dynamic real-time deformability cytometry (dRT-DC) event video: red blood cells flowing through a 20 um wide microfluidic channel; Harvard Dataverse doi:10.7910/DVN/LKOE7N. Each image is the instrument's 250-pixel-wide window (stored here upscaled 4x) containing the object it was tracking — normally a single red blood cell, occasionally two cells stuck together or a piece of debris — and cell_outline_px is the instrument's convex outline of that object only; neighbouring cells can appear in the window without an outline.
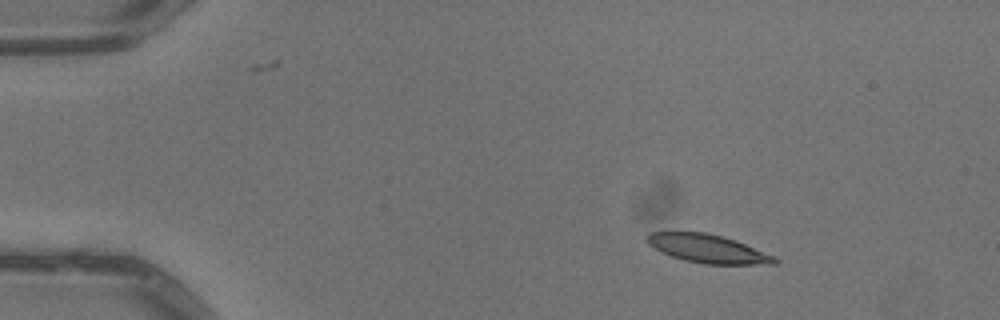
{"species": "common noctule bat (a hibernating species)", "species_latin": "Nyctalus noctula", "temperature_condition": "warm", "stored_images_in_passage": 3, "camera_frame_rate_fps": 3000, "um_per_image_px": 0.085, "animal": {"sex": "male", "body_mass_g": 13.3}, "frame": {"image": 1, "passage_image": 1, "time_ms": 0.0, "image_size_px": [1000, 320], "cell_outline_px": [[780, 260], [776, 264], [704, 264], [684, 260], [660, 252], [652, 248], [644, 240], [648, 232], [704, 232], [736, 240], [776, 256]], "centroid_in_image_um": [60.15, 21.14], "position_along_channel_um": 24.8, "area_um2": 21.33}}